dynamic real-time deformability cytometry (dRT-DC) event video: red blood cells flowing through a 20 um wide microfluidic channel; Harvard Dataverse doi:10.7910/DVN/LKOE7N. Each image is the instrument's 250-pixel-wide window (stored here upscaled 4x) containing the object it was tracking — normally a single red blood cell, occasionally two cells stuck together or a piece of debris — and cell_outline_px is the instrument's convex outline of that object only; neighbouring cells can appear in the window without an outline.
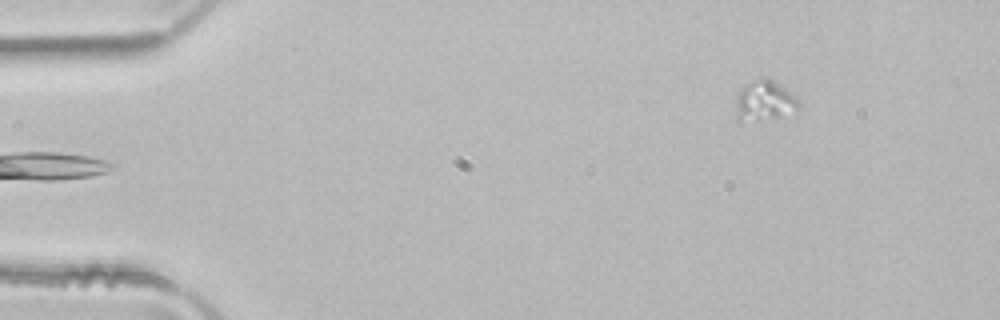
{"species": "common noctule bat (a hibernating species)", "species_latin": "Nyctalus noctula", "temperature_condition": "room temperature", "stored_images_in_passage": 5, "camera_frame_rate_fps": 3000, "um_per_image_px": 0.085, "animal": {"sex": "male", "body_mass_g": 21.5, "forearm_length_mm": 52.0}, "frame": {"image": 1, "passage_image": 5, "time_ms": 1.333, "image_size_px": [1000, 320], "cell_outline_px": [[796, 108], [780, 116], [756, 120], [736, 120], [736, 100], [744, 84], [752, 80], [768, 76], [788, 92], [796, 100]], "centroid_in_image_um": [64.87, 8.53], "position_along_channel_um": 20.1, "area_um2": 13.99}}